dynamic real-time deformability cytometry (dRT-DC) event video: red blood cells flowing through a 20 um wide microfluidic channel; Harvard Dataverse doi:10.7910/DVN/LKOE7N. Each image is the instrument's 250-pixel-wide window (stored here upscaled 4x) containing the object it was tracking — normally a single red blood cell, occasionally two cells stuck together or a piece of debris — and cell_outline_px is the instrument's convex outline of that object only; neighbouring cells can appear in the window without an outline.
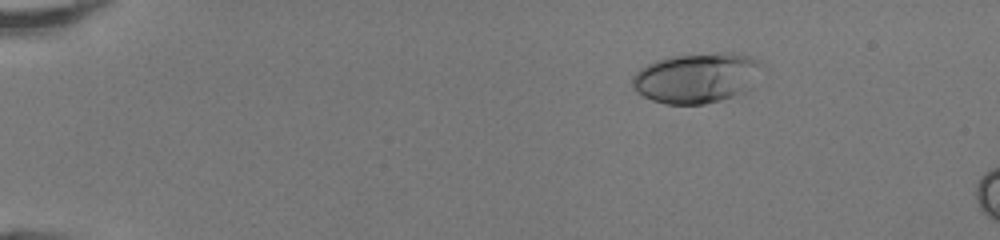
{"species": "human", "species_latin": "Homo sapiens", "temperature_condition": "room temperature", "stored_images_in_passage": 15, "camera_frame_rate_fps": 3000, "um_per_image_px": 0.085, "donor": {"sex": "female"}, "frame": {"image": 1, "passage_image": 9, "time_ms": 2.667, "image_size_px": [1000, 240], "cell_outline_px": [[768, 64], [744, 92], [720, 100], [704, 104], [664, 104], [652, 100], [636, 92], [632, 84], [632, 76], [640, 68], [656, 60], [672, 56], [716, 52], [732, 52], [752, 56]], "centroid_in_image_um": [59.26, 6.59], "position_along_channel_um": 25.7, "area_um2": 38.32}}